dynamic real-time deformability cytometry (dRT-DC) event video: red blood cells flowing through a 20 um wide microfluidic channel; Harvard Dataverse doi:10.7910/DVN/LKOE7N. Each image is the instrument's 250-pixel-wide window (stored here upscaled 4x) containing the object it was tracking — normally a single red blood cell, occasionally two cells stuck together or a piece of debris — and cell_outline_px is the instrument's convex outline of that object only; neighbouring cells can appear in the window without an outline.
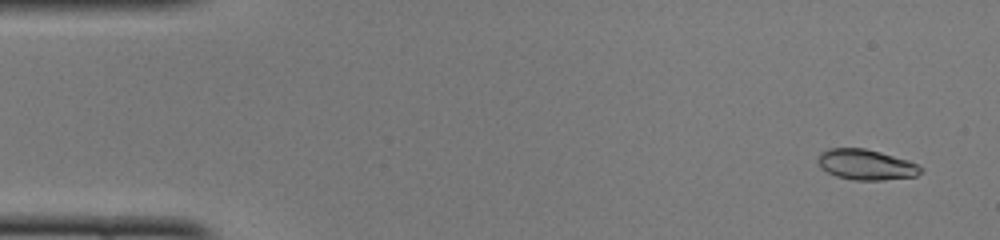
{"species": "common noctule bat (a hibernating species)", "species_latin": "Nyctalus noctula", "temperature_condition": "cold", "stored_images_in_passage": 49, "camera_frame_rate_fps": 3000, "um_per_image_px": 0.085, "animal": {"sex": "female", "body_mass_g": 22.0, "forearm_length_mm": 56.7}, "frame": {"image": 1, "passage_image": 3, "time_ms": 0.667, "image_size_px": [1000, 240], "cell_outline_px": [[924, 172], [916, 176], [884, 180], [852, 180], [836, 176], [820, 168], [816, 160], [820, 152], [828, 148], [864, 148], [880, 152], [908, 160], [924, 168]], "centroid_in_image_um": [73.6, 14.0], "position_along_channel_um": 11.4, "area_um2": 18.5}}
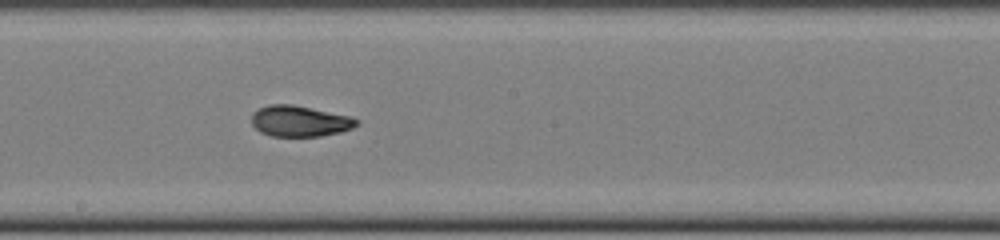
{"frame": {"image": 2, "passage_image": 27, "time_ms": 8.667, "image_size_px": [1000, 240], "cell_outline_px": [[356, 124], [352, 128], [340, 132], [320, 136], [272, 136], [260, 132], [252, 124], [252, 112], [268, 104], [292, 104], [352, 116], [356, 120]], "centroid_in_image_um": [25.45, 10.29], "position_along_channel_um": 222.8, "area_um2": 18.84}}
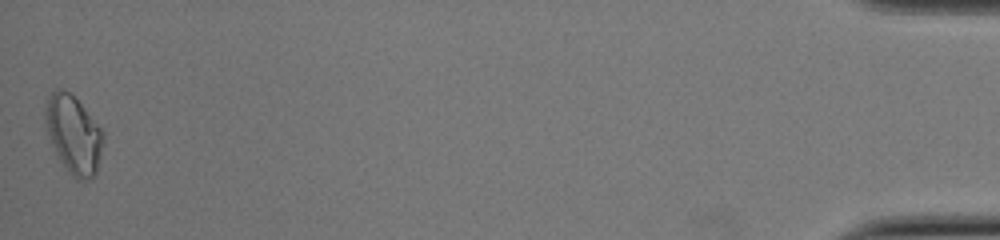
{"frame": {"image": 3, "passage_image": 49, "time_ms": 16.0, "image_size_px": [1000, 240], "cell_outline_px": [[104, 140], [96, 172], [92, 176], [84, 180], [76, 180], [72, 176], [60, 160], [56, 152], [48, 132], [44, 120], [44, 112], [48, 100], [52, 92], [56, 88], [60, 88], [68, 92], [80, 104], [104, 132]], "centroid_in_image_um": [6.25, 11.44], "position_along_channel_um": 428.9, "area_um2": 25.66}, "authors_computed_cell_mechanics": {"area_um2": 18.785, "velocity_mm_per_s": 4.0955, "shape_relaxation_time_tau1_ms": null, "shape_relaxation_time_tau2_ms": 2.1307, "deformation_change_tau1": null, "deformation_change_tau2": 0.0595}}